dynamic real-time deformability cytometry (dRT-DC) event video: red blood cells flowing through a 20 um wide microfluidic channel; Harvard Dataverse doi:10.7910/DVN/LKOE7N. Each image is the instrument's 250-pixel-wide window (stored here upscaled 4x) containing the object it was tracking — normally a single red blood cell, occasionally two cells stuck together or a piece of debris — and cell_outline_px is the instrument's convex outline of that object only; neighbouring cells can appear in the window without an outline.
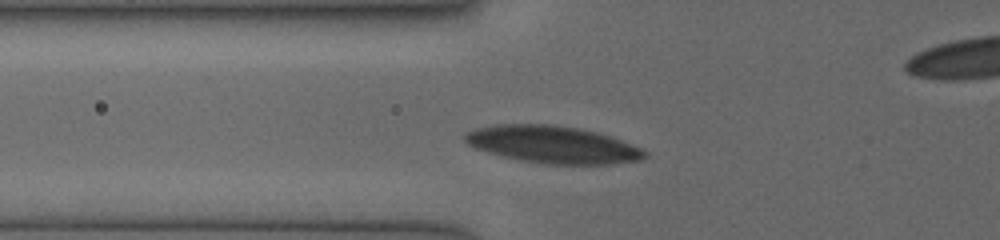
{"species": "human", "species_latin": "Homo sapiens", "temperature_condition": "cold", "stored_images_in_passage": 29, "camera_frame_rate_fps": 3000, "um_per_image_px": 0.085, "donor": {"sex": "female"}, "frame": {"image": 1, "passage_image": 2, "time_ms": 0.333, "image_size_px": [1000, 240], "cell_outline_px": [[648, 156], [640, 160], [608, 164], [548, 164], [520, 160], [500, 156], [476, 148], [468, 144], [460, 136], [464, 132], [476, 128], [496, 124], [552, 124], [576, 128], [596, 132], [620, 140], [640, 148], [648, 152]], "centroid_in_image_um": [46.91, 12.28], "position_along_channel_um": 78.9, "area_um2": 38.96}}
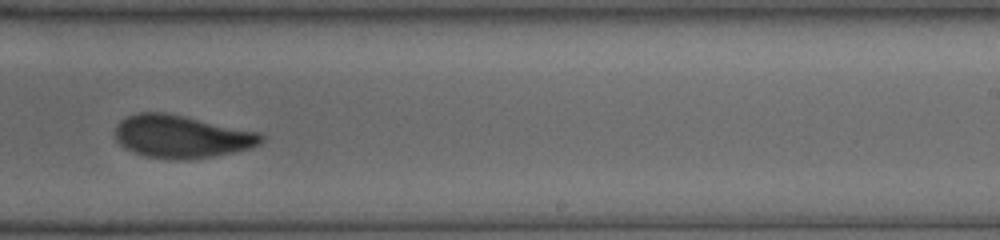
{"frame": {"image": 2, "passage_image": 15, "time_ms": 5.0, "image_size_px": [1000, 240], "cell_outline_px": [[264, 140], [260, 144], [252, 148], [212, 156], [188, 160], [176, 160], [144, 156], [132, 152], [124, 148], [112, 136], [116, 124], [120, 120], [128, 116], [140, 112], [164, 112], [184, 116], [260, 132], [264, 136]], "centroid_in_image_um": [15.39, 11.61], "position_along_channel_um": 273.6, "area_um2": 36.76}}
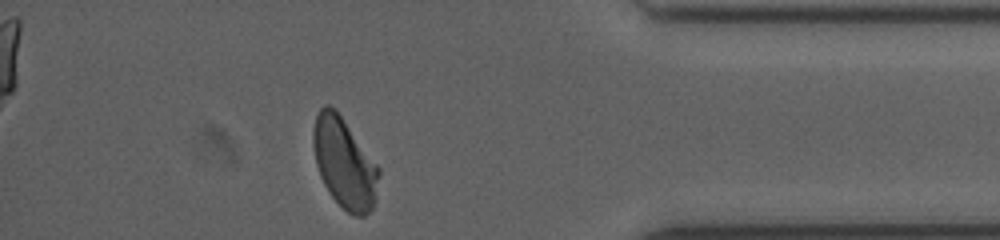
{"frame": {"image": 3, "passage_image": 29, "time_ms": 8.667, "image_size_px": [1000, 240], "cell_outline_px": [[380, 172], [372, 208], [364, 216], [356, 216], [348, 212], [328, 192], [320, 176], [316, 164], [312, 144], [312, 132], [316, 116], [320, 108], [324, 104], [328, 104], [340, 116], [380, 168]], "centroid_in_image_um": [29.24, 13.86], "position_along_channel_um": 406.0, "area_um2": 33.81}}